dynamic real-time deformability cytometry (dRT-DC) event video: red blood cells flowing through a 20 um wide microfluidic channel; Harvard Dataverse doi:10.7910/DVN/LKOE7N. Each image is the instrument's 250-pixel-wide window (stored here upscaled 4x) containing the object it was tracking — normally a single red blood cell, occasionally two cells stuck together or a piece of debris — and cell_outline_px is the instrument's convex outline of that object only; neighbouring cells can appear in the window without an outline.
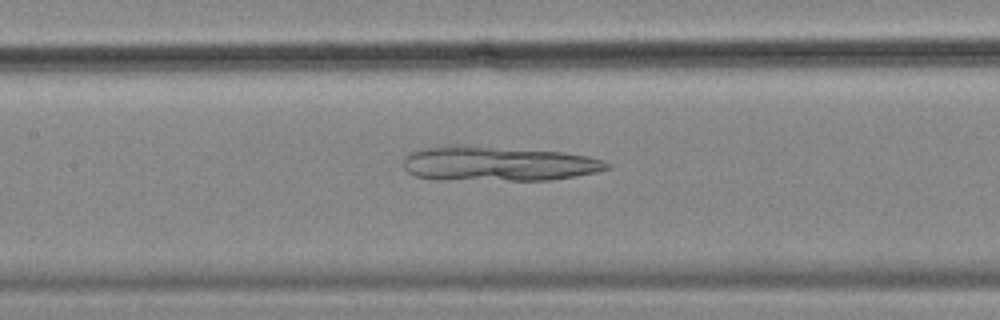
{"species": "common noctule bat (a hibernating species)", "species_latin": "Nyctalus noctula", "temperature_condition": "cold", "stored_images_in_passage": 42, "camera_frame_rate_fps": 3000, "um_per_image_px": 0.085, "animal": {"sex": "female", "body_mass_g": 18.4}, "frame": {"image": 1, "passage_image": 16, "time_ms": 5.0, "image_size_px": [1000, 320], "cell_outline_px": [[612, 168], [596, 172], [576, 176], [552, 180], [436, 180], [416, 176], [408, 172], [404, 168], [404, 156], [420, 148], [448, 144], [468, 144], [560, 152], [588, 156], [612, 164]], "centroid_in_image_um": [42.29, 13.9], "position_along_channel_um": 165.1, "area_um2": 42.02}}
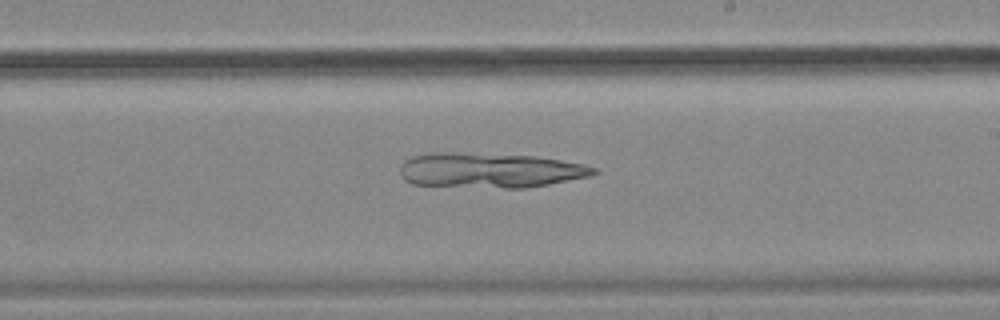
{"frame": {"image": 2, "passage_image": 23, "time_ms": 7.333, "image_size_px": [1000, 320], "cell_outline_px": [[600, 172], [592, 176], [548, 184], [524, 188], [504, 188], [412, 184], [404, 180], [400, 176], [400, 168], [404, 160], [412, 156], [444, 152], [452, 152], [536, 156], [584, 164], [596, 168]], "centroid_in_image_um": [41.66, 14.48], "position_along_channel_um": 247.3, "area_um2": 39.48}}
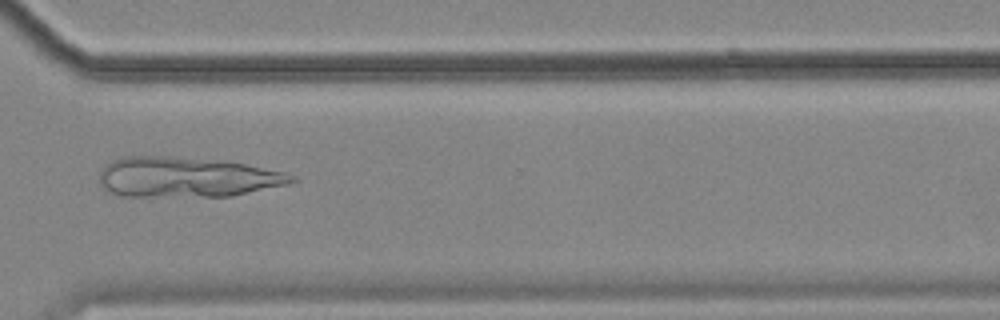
{"frame": {"image": 3, "passage_image": 32, "time_ms": 10.333, "image_size_px": [1000, 320], "cell_outline_px": [[300, 180], [288, 184], [232, 196], [120, 196], [104, 188], [100, 184], [100, 172], [104, 164], [120, 156], [168, 156], [244, 164], [284, 172]], "centroid_in_image_um": [15.82, 15.06], "position_along_channel_um": 354.8, "area_um2": 44.62}}